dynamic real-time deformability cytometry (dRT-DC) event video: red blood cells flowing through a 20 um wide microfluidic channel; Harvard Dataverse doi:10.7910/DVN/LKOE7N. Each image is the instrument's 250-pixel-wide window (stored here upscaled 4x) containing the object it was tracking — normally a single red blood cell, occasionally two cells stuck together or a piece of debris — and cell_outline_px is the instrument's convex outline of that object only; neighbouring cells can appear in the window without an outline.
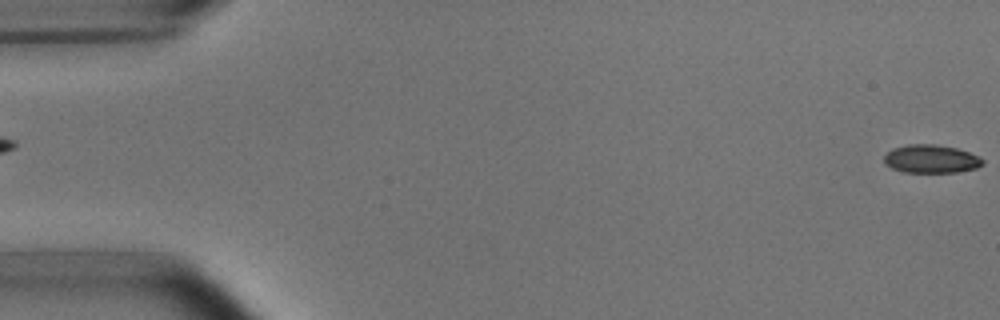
{"species": "common noctule bat (a hibernating species)", "species_latin": "Nyctalus noctula", "temperature_condition": "room temperature", "stored_images_in_passage": 6, "segment_of_instrument_passage": [2, 2], "camera_frame_rate_fps": 3000, "um_per_image_px": 0.085, "animal": {"sex": "male", "body_mass_g": 15.6}, "frame": {"image": 1, "passage_image": 6, "time_ms": 5.667, "image_size_px": [1000, 320], "cell_outline_px": [[984, 164], [976, 168], [956, 172], [904, 172], [892, 168], [884, 164], [884, 156], [892, 148], [908, 144], [936, 144], [956, 148], [980, 156], [984, 160]], "centroid_in_image_um": [79.14, 13.5], "position_along_channel_um": 5.9, "area_um2": 16.3}}